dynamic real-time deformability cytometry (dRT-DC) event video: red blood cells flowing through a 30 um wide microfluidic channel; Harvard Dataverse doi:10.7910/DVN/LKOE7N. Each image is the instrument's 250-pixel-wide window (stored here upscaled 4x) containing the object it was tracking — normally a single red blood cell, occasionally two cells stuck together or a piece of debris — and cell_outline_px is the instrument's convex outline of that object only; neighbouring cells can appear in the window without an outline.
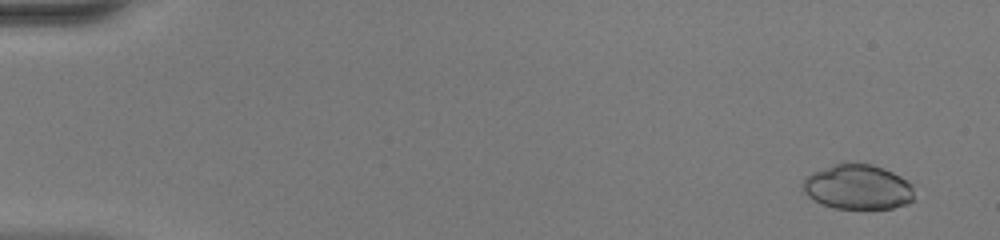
{"species": "common noctule bat (a hibernating species)", "species_latin": "Nyctalus noctula", "temperature_condition": "warm", "stored_images_in_passage": 52, "camera_frame_rate_fps": 3000, "um_per_image_px": 0.085, "animal": {"sex": "female", "body_mass_g": 20.0, "forearm_length_mm": 54.0}, "frame": {"image": 1, "passage_image": 4, "time_ms": 1.0, "image_size_px": [1000, 240], "cell_outline_px": [[916, 200], [908, 204], [892, 208], [832, 208], [820, 204], [808, 196], [800, 188], [800, 184], [812, 172], [844, 160], [856, 160], [872, 164], [884, 168], [908, 180], [912, 184]], "centroid_in_image_um": [72.92, 15.86], "position_along_channel_um": 12.1, "area_um2": 30.17}}